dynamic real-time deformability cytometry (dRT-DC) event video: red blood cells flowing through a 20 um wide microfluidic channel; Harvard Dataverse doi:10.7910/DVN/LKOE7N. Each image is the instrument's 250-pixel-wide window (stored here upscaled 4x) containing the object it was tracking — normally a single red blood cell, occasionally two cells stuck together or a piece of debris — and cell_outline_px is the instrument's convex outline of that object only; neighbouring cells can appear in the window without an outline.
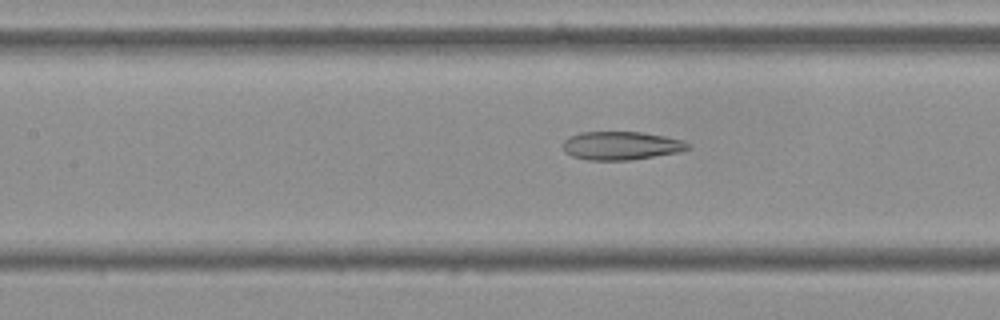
{"species": "Egyptian fruit bat (a non-hibernating species)", "species_latin": "Rousettus aegyptiacus", "temperature_condition": "cold", "stored_images_in_passage": 56, "camera_frame_rate_fps": 3000, "um_per_image_px": 0.085, "frame": {"image": 1, "passage_image": 25, "time_ms": 8.0, "image_size_px": [1000, 320], "cell_outline_px": [[688, 148], [680, 152], [632, 160], [588, 160], [572, 156], [564, 152], [564, 140], [568, 136], [580, 132], [644, 132], [664, 136], [680, 140], [688, 144]], "centroid_in_image_um": [52.76, 12.38], "position_along_channel_um": 154.6, "area_um2": 20.63}}
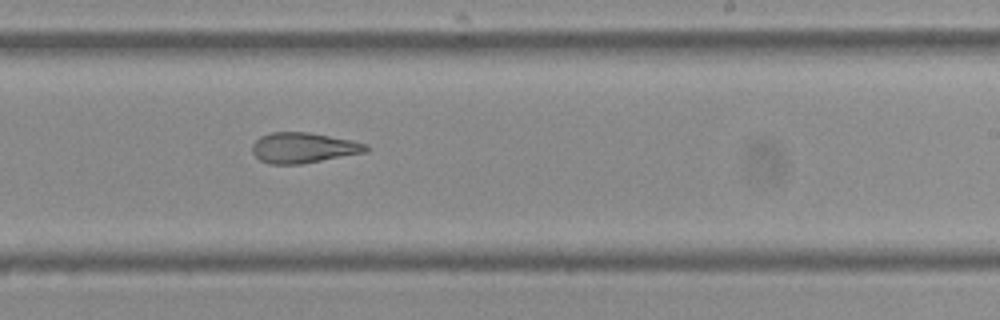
{"frame": {"image": 2, "passage_image": 34, "time_ms": 11.0, "image_size_px": [1000, 320], "cell_outline_px": [[368, 152], [300, 164], [268, 164], [260, 160], [252, 152], [252, 144], [260, 136], [272, 132], [308, 132], [352, 140], [368, 144]], "centroid_in_image_um": [25.79, 12.56], "position_along_channel_um": 263.2, "area_um2": 20.23}}
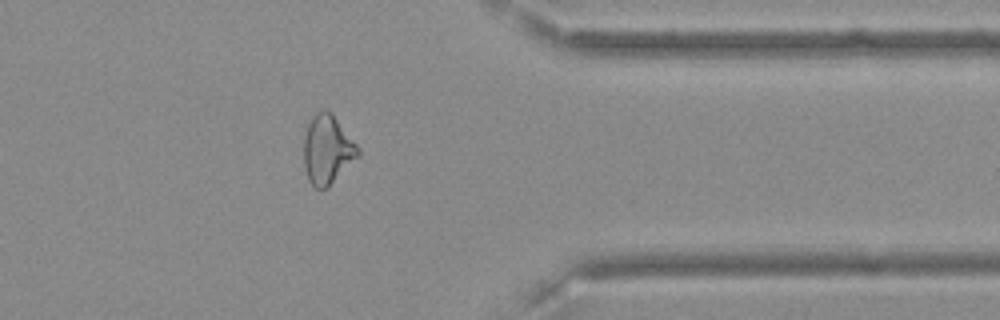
{"frame": {"image": 3, "passage_image": 45, "time_ms": 14.667, "image_size_px": [1000, 320], "cell_outline_px": [[360, 156], [328, 188], [316, 188], [308, 180], [304, 168], [304, 136], [308, 124], [312, 116], [316, 112], [332, 112], [360, 148]], "centroid_in_image_um": [27.85, 12.74], "position_along_channel_um": 383.6, "area_um2": 21.96}, "authors_computed_cell_mechanics": {"area_um2": 22.7732, "velocity_mm_per_s": 3.629, "shape_relaxation_time_tau1_ms": null, "shape_relaxation_time_tau2_ms": 3.4704, "deformation_change_tau1": null, "deformation_change_tau2": 0.133}}